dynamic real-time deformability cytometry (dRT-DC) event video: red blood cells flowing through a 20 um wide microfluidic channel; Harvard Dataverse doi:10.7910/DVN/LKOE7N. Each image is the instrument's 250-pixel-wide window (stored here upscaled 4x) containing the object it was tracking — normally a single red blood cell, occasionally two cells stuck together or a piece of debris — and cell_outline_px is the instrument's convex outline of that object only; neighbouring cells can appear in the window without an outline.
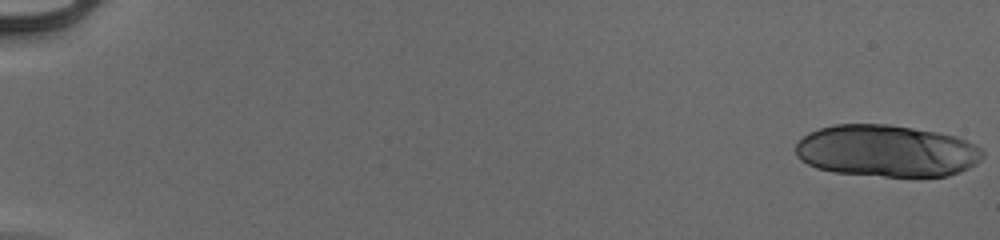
{"species": "human", "species_latin": "Homo sapiens", "temperature_condition": "cold", "stored_images_in_passage": 20, "camera_frame_rate_fps": 3000, "um_per_image_px": 0.085, "donor": {"sex": "male"}, "frame": {"image": 1, "passage_image": 1, "time_ms": 0.0, "image_size_px": [1000, 240], "cell_outline_px": [[984, 156], [976, 164], [960, 172], [948, 176], [884, 176], [832, 172], [816, 168], [800, 160], [796, 156], [796, 144], [808, 132], [820, 128], [836, 124], [888, 124], [936, 132], [956, 136], [976, 144], [984, 152]], "centroid_in_image_um": [75.36, 12.83], "position_along_channel_um": 9.6, "area_um2": 56.76}}
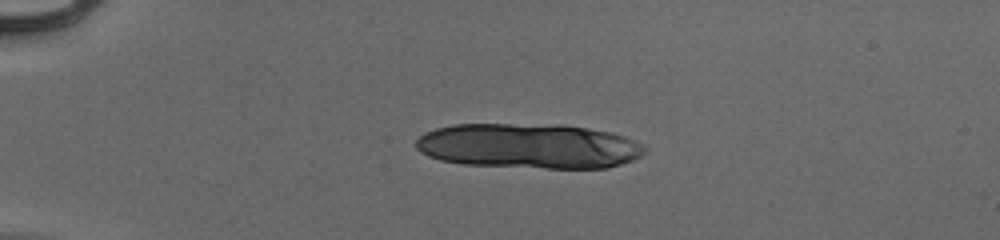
{"frame": {"image": 2, "passage_image": 14, "time_ms": 4.333, "image_size_px": [1000, 240], "cell_outline_px": [[648, 148], [640, 156], [632, 160], [608, 168], [544, 168], [464, 164], [440, 160], [428, 156], [420, 152], [416, 148], [416, 140], [424, 132], [436, 128], [456, 124], [560, 124], [588, 128], [608, 132], [624, 136], [644, 144]], "centroid_in_image_um": [44.95, 12.41], "position_along_channel_um": 40.0, "area_um2": 60.29}}